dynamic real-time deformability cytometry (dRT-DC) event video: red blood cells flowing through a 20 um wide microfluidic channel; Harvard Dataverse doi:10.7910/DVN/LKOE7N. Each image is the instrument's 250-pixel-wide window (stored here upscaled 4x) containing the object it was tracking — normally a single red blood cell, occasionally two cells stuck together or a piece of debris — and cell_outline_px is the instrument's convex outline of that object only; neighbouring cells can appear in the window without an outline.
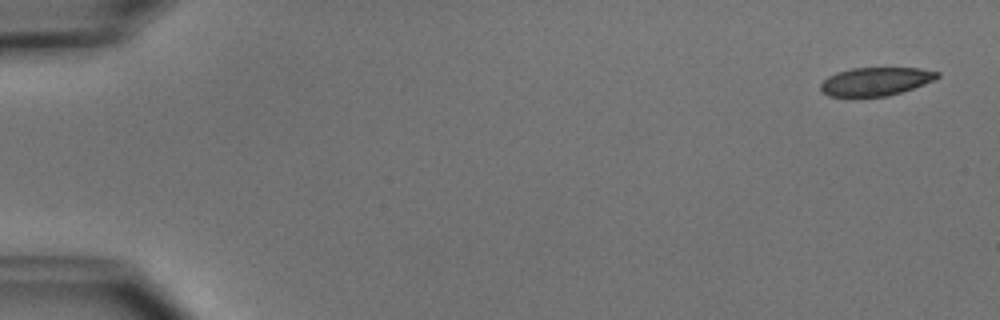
{"species": "common noctule bat (a hibernating species)", "species_latin": "Nyctalus noctula", "temperature_condition": "cold", "stored_images_in_passage": 5, "camera_frame_rate_fps": 3000, "um_per_image_px": 0.085, "animal": {"sex": "male", "body_mass_g": 15.6}, "frame": {"image": 1, "passage_image": 1, "time_ms": 0.0, "image_size_px": [1000, 320], "cell_outline_px": [[940, 76], [936, 80], [888, 96], [828, 96], [820, 92], [820, 84], [828, 76], [836, 72], [852, 68], [920, 68], [940, 72]], "centroid_in_image_um": [74.43, 6.92], "position_along_channel_um": 10.6, "area_um2": 19.31}}
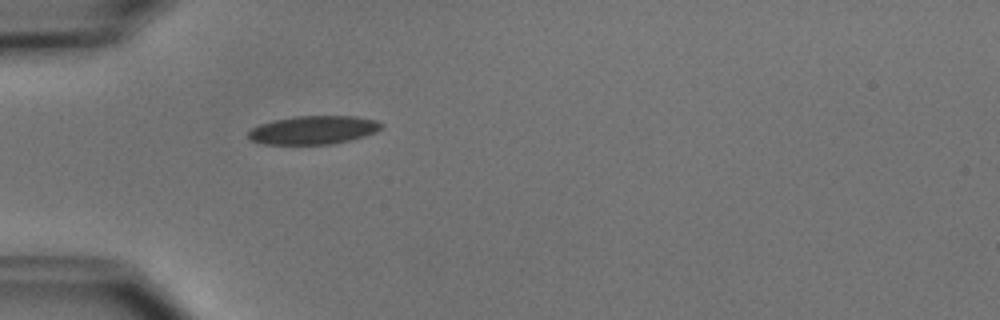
{"frame": {"image": 2, "passage_image": 5, "time_ms": 4.667, "image_size_px": [1000, 320], "cell_outline_px": [[384, 124], [376, 132], [364, 136], [332, 144], [264, 144], [248, 140], [248, 132], [252, 128], [260, 124], [276, 120], [296, 116], [356, 116], [376, 120]], "centroid_in_image_um": [26.63, 11.05], "position_along_channel_um": 58.4, "area_um2": 21.96}}